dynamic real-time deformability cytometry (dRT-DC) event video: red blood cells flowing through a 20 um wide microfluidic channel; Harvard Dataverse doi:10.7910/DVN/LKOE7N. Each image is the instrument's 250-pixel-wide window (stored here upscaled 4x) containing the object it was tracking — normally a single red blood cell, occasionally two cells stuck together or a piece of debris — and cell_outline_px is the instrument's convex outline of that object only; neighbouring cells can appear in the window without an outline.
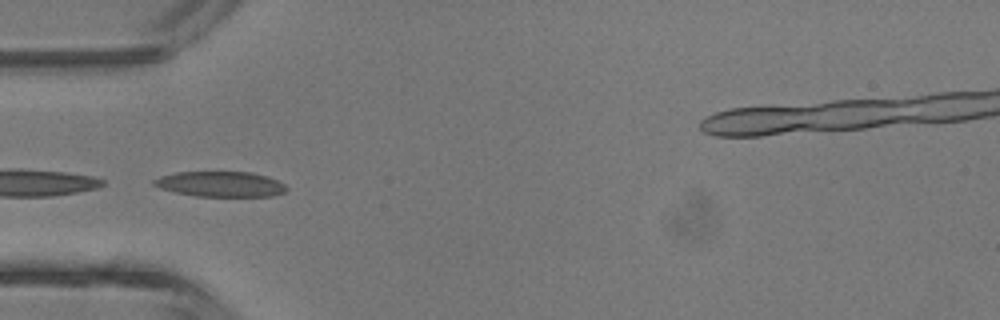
{"species": "common noctule bat (a hibernating species)", "species_latin": "Nyctalus noctula", "temperature_condition": "room temperature", "stored_images_in_passage": 1, "camera_frame_rate_fps": 3000, "um_per_image_px": 0.085, "animal": {"sex": "male", "body_mass_g": 13.3}, "frame": {"image": 1, "passage_image": 1, "time_ms": 0.0, "image_size_px": [1000, 320], "cell_outline_px": [[288, 188], [284, 192], [272, 196], [196, 196], [176, 192], [160, 188], [152, 184], [152, 180], [160, 176], [176, 172], [252, 172], [268, 176], [284, 184]], "centroid_in_image_um": [18.74, 15.64], "position_along_channel_um": 66.3, "area_um2": 19.54}}